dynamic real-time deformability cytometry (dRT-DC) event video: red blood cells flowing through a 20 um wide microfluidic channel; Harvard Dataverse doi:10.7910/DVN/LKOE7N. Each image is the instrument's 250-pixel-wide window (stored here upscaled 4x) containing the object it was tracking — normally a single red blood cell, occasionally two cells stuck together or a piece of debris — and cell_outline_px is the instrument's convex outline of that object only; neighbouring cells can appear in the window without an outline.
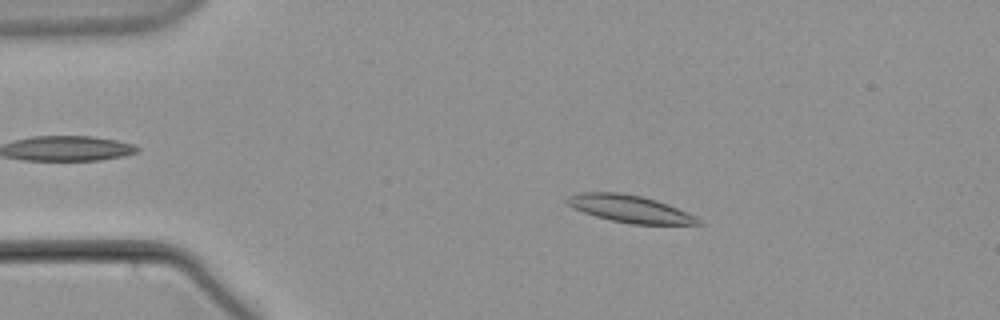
{"species": "common noctule bat (a hibernating species)", "species_latin": "Nyctalus noctula", "temperature_condition": "warm", "stored_images_in_passage": 60, "camera_frame_rate_fps": 3000, "um_per_image_px": 0.085, "animal": {"sex": "male", "body_mass_g": 21.5, "forearm_length_mm": 52.0}, "frame": {"image": 1, "passage_image": 12, "time_ms": 3.667, "image_size_px": [1000, 320], "cell_outline_px": [[704, 224], [632, 224], [612, 220], [596, 216], [572, 208], [564, 200], [568, 196], [580, 192], [620, 192], [640, 196], [656, 200], [696, 216]], "centroid_in_image_um": [53.5, 17.74], "position_along_channel_um": 31.5, "area_um2": 20.58}}
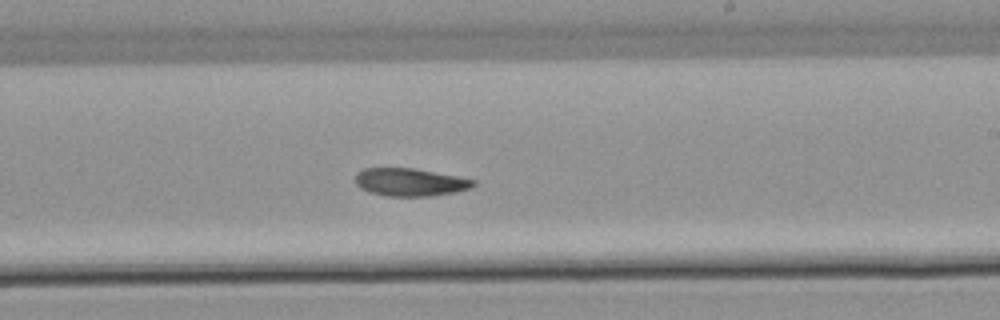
{"frame": {"image": 2, "passage_image": 36, "time_ms": 11.667, "image_size_px": [1000, 320], "cell_outline_px": [[476, 184], [472, 188], [456, 192], [432, 196], [388, 196], [368, 192], [360, 188], [356, 184], [356, 176], [364, 168], [416, 168], [476, 180]], "centroid_in_image_um": [34.89, 15.49], "position_along_channel_um": 254.1, "area_um2": 19.19}}
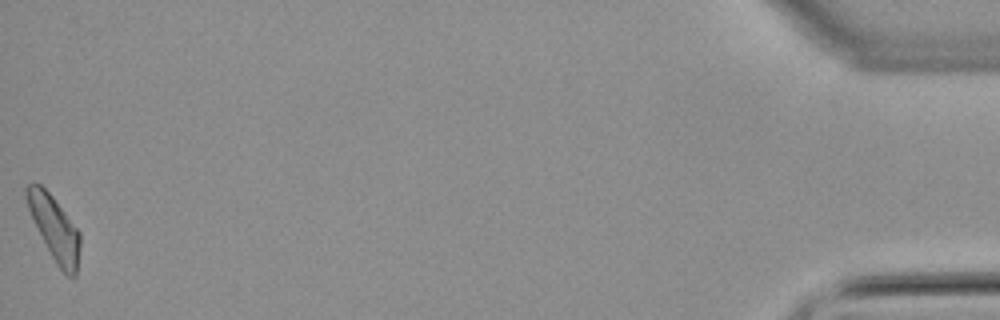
{"frame": {"image": 3, "passage_image": 60, "time_ms": 19.667, "image_size_px": [1000, 320], "cell_outline_px": [[80, 248], [76, 276], [72, 280], [56, 264], [28, 208], [24, 196], [24, 188], [28, 184], [40, 184], [52, 196], [80, 232]], "centroid_in_image_um": [4.65, 19.41], "position_along_channel_um": 430.6, "area_um2": 19.54}}